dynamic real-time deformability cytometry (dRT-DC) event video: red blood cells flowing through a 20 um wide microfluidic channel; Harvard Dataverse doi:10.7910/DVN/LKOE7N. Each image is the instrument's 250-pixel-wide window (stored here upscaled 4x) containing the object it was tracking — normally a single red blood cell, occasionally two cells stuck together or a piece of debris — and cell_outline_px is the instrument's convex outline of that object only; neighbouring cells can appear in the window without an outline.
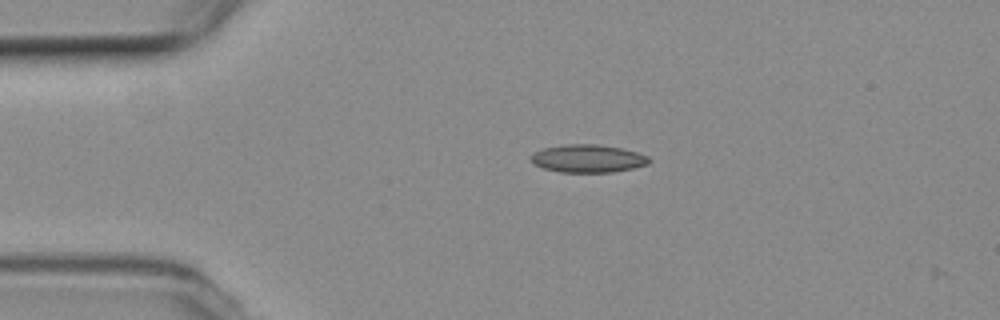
{"species": "common noctule bat (a hibernating species)", "species_latin": "Nyctalus noctula", "temperature_condition": "room temperature", "stored_images_in_passage": 3, "camera_frame_rate_fps": 3000, "um_per_image_px": 0.085, "animal": {"sex": "female", "body_mass_g": 19.3, "forearm_length_mm": 54.1}, "frame": {"image": 1, "passage_image": 1, "time_ms": 0.0, "image_size_px": [1000, 320], "cell_outline_px": [[652, 160], [648, 164], [632, 168], [612, 172], [560, 172], [544, 168], [532, 164], [532, 156], [536, 152], [544, 148], [564, 144], [600, 144], [620, 148], [636, 152], [648, 156]], "centroid_in_image_um": [49.99, 13.47], "position_along_channel_um": 35.0, "area_um2": 19.07}}